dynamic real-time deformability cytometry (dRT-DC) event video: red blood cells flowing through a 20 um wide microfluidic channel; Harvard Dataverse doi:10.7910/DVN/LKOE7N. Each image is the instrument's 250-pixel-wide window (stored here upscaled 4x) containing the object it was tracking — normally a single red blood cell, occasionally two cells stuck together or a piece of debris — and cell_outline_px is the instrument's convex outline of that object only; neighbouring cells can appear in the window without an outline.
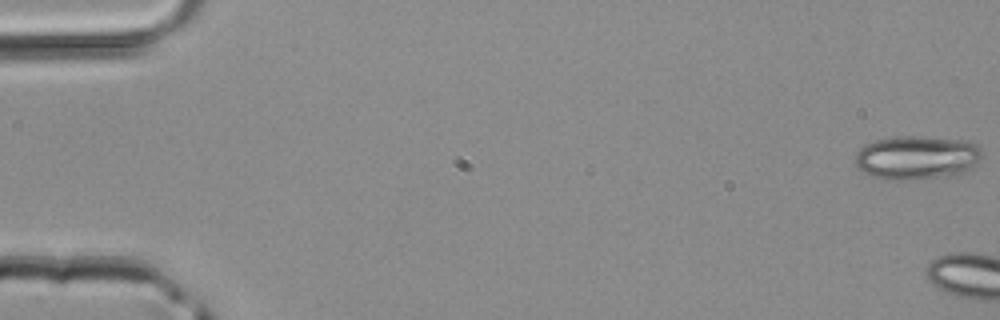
{"species": "common noctule bat (a hibernating species)", "species_latin": "Nyctalus noctula", "temperature_condition": "room temperature", "stored_images_in_passage": 4, "camera_frame_rate_fps": 3000, "um_per_image_px": 0.085, "animal": {"sex": "male", "body_mass_g": 20.4}, "frame": {"image": 1, "passage_image": 1, "time_ms": 0.0, "image_size_px": [1000, 320], "cell_outline_px": [[984, 152], [980, 160], [972, 168], [956, 176], [916, 180], [884, 180], [868, 176], [860, 172], [856, 168], [856, 152], [864, 144], [876, 140], [896, 136], [920, 136], [964, 140], [980, 144]], "centroid_in_image_um": [77.95, 13.42], "position_along_channel_um": 7.1, "area_um2": 33.52}}